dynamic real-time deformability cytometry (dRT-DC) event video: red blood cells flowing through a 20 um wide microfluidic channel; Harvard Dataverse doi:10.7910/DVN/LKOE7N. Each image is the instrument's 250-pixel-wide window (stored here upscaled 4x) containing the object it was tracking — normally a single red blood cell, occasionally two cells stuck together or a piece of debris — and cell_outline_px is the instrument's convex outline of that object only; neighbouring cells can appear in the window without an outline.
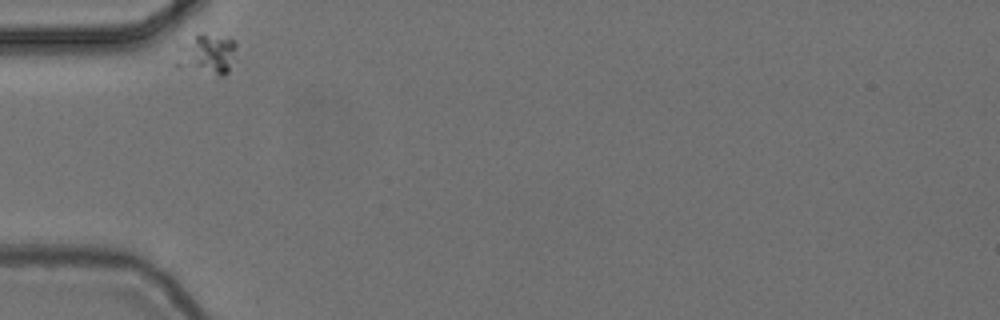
{"species": "common noctule bat (a hibernating species)", "species_latin": "Nyctalus noctula", "temperature_condition": "cold", "stored_images_in_passage": 33, "camera_frame_rate_fps": 3000, "um_per_image_px": 0.085, "animal": {"sex": "female", "body_mass_g": 24.6, "forearm_length_mm": 56.2}, "frame": {"image": 1, "passage_image": 1, "time_ms": 0.0, "image_size_px": [1000, 320], "cell_outline_px": [[236, 44], [228, 72], [224, 76], [220, 76], [176, 68], [176, 40], [200, 32], [228, 36]], "centroid_in_image_um": [17.44, 4.55], "position_along_channel_um": 67.6, "area_um2": 15.14}}
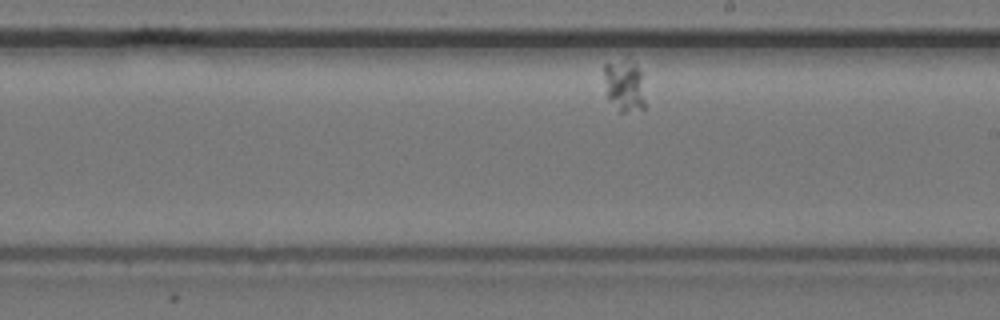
{"frame": {"image": 2, "passage_image": 19, "time_ms": 6.0, "image_size_px": [1000, 320], "cell_outline_px": [[644, 108], [624, 112], [620, 112], [608, 100], [604, 76], [604, 64], [628, 56], [636, 64], [640, 72], [644, 100]], "centroid_in_image_um": [53.04, 7.21], "position_along_channel_um": 236.0, "area_um2": 12.54}}
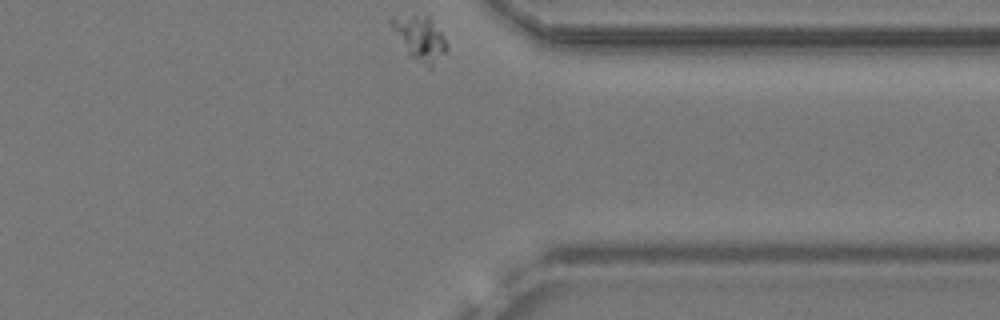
{"frame": {"image": 3, "passage_image": 33, "time_ms": 10.667, "image_size_px": [1000, 320], "cell_outline_px": [[448, 48], [432, 68], [428, 68], [408, 56], [392, 28], [388, 20], [412, 16], [428, 16], [432, 20], [444, 36], [448, 44]], "centroid_in_image_um": [35.73, 3.32], "position_along_channel_um": 375.7, "area_um2": 14.1}}